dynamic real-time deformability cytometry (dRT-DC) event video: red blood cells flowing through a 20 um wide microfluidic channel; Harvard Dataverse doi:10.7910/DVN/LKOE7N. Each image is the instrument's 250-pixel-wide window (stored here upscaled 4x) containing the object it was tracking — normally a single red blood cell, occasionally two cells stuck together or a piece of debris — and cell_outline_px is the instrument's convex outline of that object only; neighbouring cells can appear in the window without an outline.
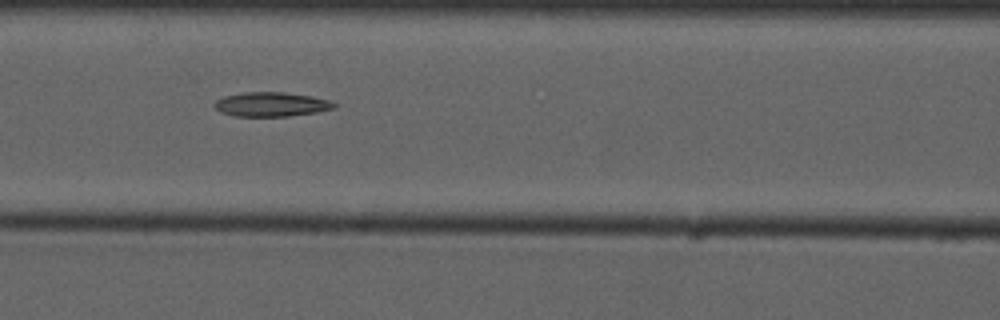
{"species": "common noctule bat (a hibernating species)", "species_latin": "Nyctalus noctula", "temperature_condition": "cold", "stored_images_in_passage": 9, "camera_frame_rate_fps": 3000, "um_per_image_px": 0.085, "animal": {"sex": "male", "forearm_length_mm": 52.5}, "frame": {"image": 1, "passage_image": 6, "time_ms": 5.667, "image_size_px": [1000, 320], "cell_outline_px": [[336, 108], [316, 112], [288, 116], [232, 116], [220, 112], [212, 104], [216, 100], [224, 96], [244, 92], [284, 92], [312, 96], [328, 100], [336, 104]], "centroid_in_image_um": [23.03, 8.87], "position_along_channel_um": 143.6, "area_um2": 16.99}}
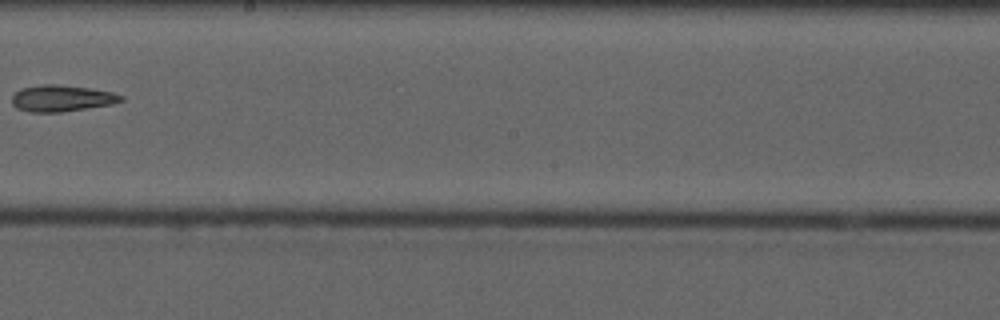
{"frame": {"image": 2, "passage_image": 8, "time_ms": 8.333, "image_size_px": [1000, 320], "cell_outline_px": [[124, 100], [112, 104], [60, 112], [32, 112], [16, 108], [12, 104], [12, 96], [20, 88], [44, 84], [56, 84], [88, 88], [112, 92], [124, 96]], "centroid_in_image_um": [5.23, 8.35], "position_along_channel_um": 243.0, "area_um2": 16.7}}
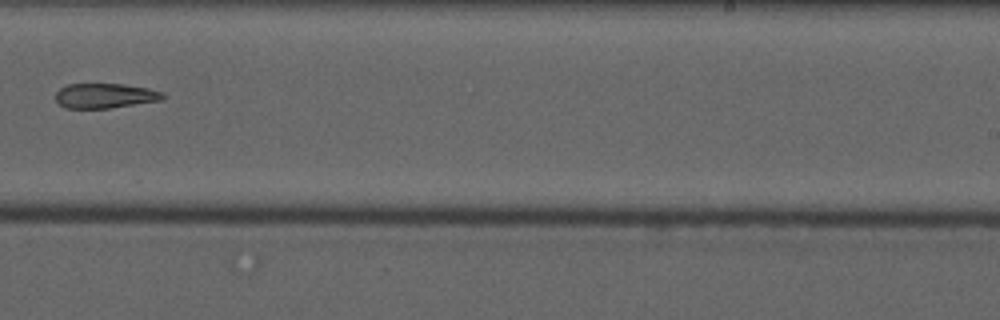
{"frame": {"image": 3, "passage_image": 9, "time_ms": 9.333, "image_size_px": [1000, 320], "cell_outline_px": [[168, 96], [164, 100], [108, 108], [64, 108], [56, 100], [56, 92], [60, 88], [68, 84], [124, 84], [148, 88], [164, 92]], "centroid_in_image_um": [8.98, 8.13], "position_along_channel_um": 280.0, "area_um2": 15.66}}